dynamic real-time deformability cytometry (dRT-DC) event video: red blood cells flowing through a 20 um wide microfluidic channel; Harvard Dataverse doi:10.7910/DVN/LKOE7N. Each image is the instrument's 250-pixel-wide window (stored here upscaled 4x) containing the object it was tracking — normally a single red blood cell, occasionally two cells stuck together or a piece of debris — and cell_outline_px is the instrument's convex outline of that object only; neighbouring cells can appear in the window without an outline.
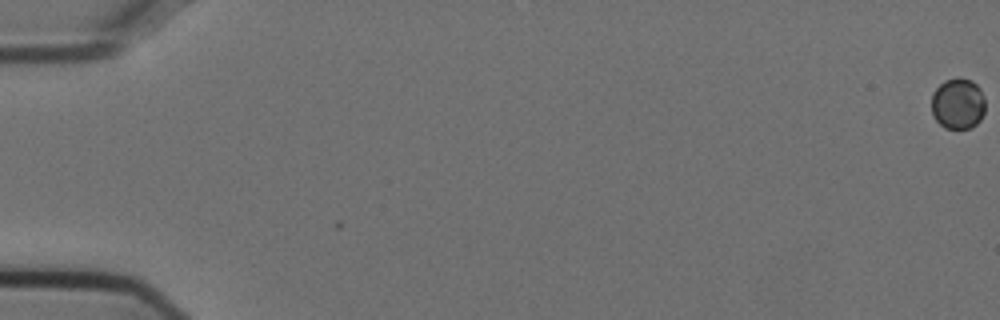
{"species": "Egyptian fruit bat (a non-hibernating species)", "species_latin": "Rousettus aegyptiacus", "temperature_condition": "cold", "stored_images_in_passage": 2, "camera_frame_rate_fps": 3000, "um_per_image_px": 0.085, "animal": {"sex": "female"}, "frame": {"image": 1, "passage_image": 1, "time_ms": 0.0, "image_size_px": [1000, 320], "cell_outline_px": [[984, 112], [980, 120], [972, 128], [944, 128], [936, 120], [932, 112], [932, 92], [944, 80], [956, 76], [960, 76], [972, 80], [980, 88], [984, 100]], "centroid_in_image_um": [81.42, 8.78], "position_along_channel_um": 3.6, "area_um2": 16.18}}